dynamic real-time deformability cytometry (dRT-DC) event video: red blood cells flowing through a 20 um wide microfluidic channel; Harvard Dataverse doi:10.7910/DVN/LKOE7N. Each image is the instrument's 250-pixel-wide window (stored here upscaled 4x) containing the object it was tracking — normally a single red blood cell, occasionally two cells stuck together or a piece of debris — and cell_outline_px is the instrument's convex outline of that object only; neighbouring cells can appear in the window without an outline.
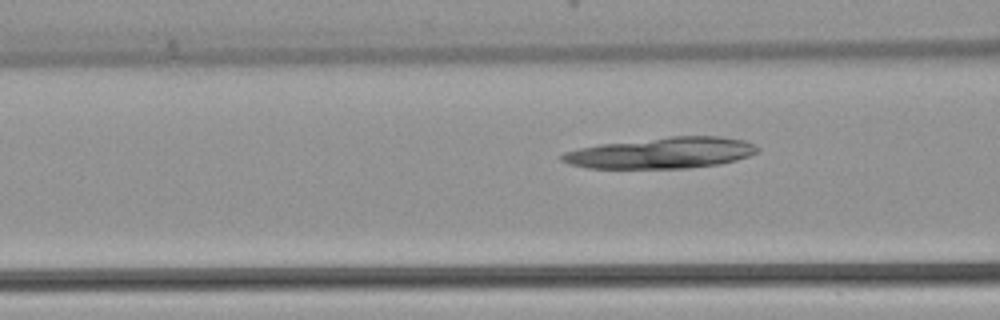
{"species": "common noctule bat (a hibernating species)", "species_latin": "Nyctalus noctula", "temperature_condition": "warm", "stored_images_in_passage": 5, "segment_of_instrument_passage": [2, 2], "camera_frame_rate_fps": 3000, "um_per_image_px": 0.085, "animal": {"sex": "female", "body_mass_g": 22.7, "forearm_length_mm": 54.2}, "frame": {"image": 1, "passage_image": 5, "time_ms": 1.333, "image_size_px": [1000, 320], "cell_outline_px": [[760, 152], [736, 160], [720, 164], [688, 168], [588, 168], [568, 164], [560, 160], [560, 156], [564, 152], [580, 148], [600, 144], [672, 136], [720, 136], [744, 140], [760, 148]], "centroid_in_image_um": [56.24, 13.0], "position_along_channel_um": 110.4, "area_um2": 35.43}}